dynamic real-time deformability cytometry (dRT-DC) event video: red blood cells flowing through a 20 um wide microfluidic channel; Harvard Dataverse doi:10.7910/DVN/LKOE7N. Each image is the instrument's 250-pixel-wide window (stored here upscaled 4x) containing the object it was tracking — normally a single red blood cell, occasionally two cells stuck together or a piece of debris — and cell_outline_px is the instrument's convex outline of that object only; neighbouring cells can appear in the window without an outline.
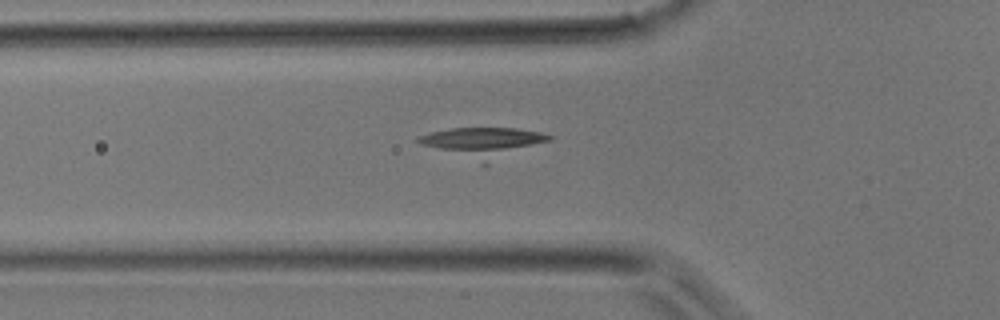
{"species": "common noctule bat (a hibernating species)", "species_latin": "Nyctalus noctula", "temperature_condition": "room temperature", "stored_images_in_passage": 27, "camera_frame_rate_fps": 3000, "um_per_image_px": 0.085, "animal": {"sex": "male", "body_mass_g": 17.9}, "frame": {"image": 1, "passage_image": 3, "time_ms": 0.667, "image_size_px": [1000, 320], "cell_outline_px": [[556, 136], [552, 140], [488, 164], [480, 164], [420, 144], [416, 140], [416, 136], [432, 132], [452, 128], [516, 128], [540, 132]], "centroid_in_image_um": [41.09, 12.11], "position_along_channel_um": 84.7, "area_um2": 23.12}}
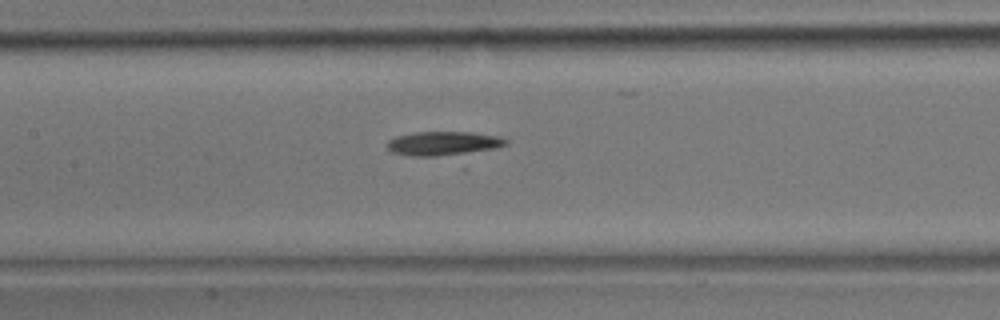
{"frame": {"image": 2, "passage_image": 8, "time_ms": 2.333, "image_size_px": [1000, 320], "cell_outline_px": [[508, 144], [496, 148], [456, 156], [412, 156], [392, 152], [384, 144], [388, 140], [396, 136], [416, 132], [472, 132], [500, 136], [508, 140]], "centroid_in_image_um": [37.71, 12.2], "position_along_channel_um": 169.7, "area_um2": 17.05}}
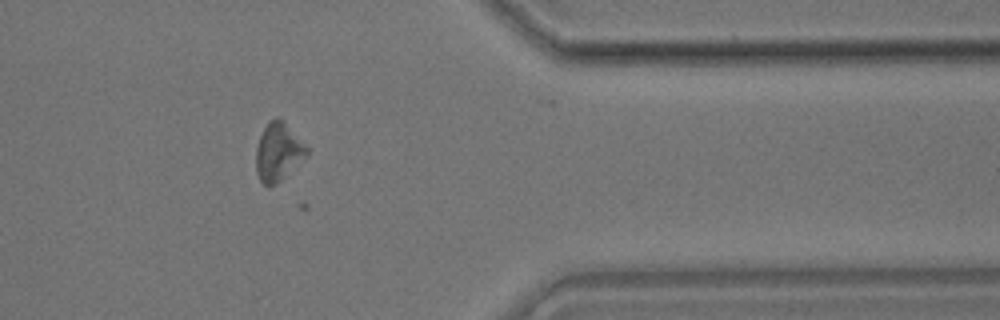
{"frame": {"image": 3, "passage_image": 22, "time_ms": 7.0, "image_size_px": [1000, 320], "cell_outline_px": [[308, 152], [276, 184], [268, 188], [260, 180], [256, 172], [256, 148], [260, 136], [268, 120], [276, 116], [284, 120], [308, 148]], "centroid_in_image_um": [23.6, 12.88], "position_along_channel_um": 387.8, "area_um2": 16.94}}